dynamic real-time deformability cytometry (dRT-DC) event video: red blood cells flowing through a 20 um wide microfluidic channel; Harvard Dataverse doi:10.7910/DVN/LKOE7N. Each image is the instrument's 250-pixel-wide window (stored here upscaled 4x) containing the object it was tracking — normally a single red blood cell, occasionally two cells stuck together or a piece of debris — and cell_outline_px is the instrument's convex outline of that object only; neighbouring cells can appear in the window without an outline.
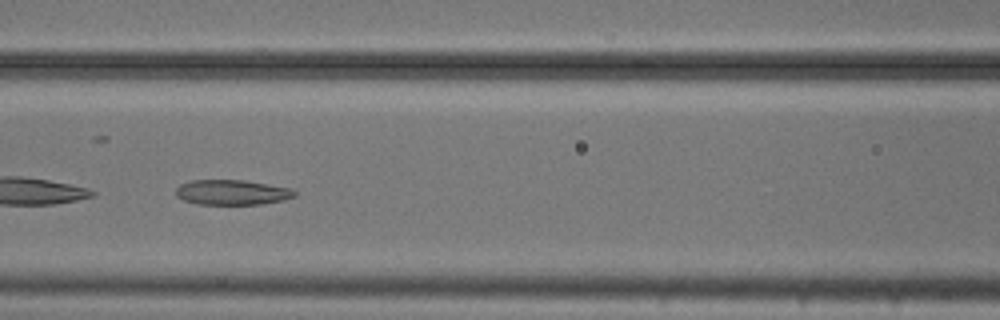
{"species": "common noctule bat (a hibernating species)", "species_latin": "Nyctalus noctula", "temperature_condition": "cold", "stored_images_in_passage": 53, "camera_frame_rate_fps": 3000, "um_per_image_px": 0.085, "animal": {"sex": "male", "body_mass_g": 20.5, "forearm_length_mm": 52.5}, "frame": {"image": 1, "passage_image": 23, "time_ms": 7.333, "image_size_px": [1000, 320], "cell_outline_px": [[296, 196], [284, 200], [264, 204], [200, 204], [184, 200], [176, 196], [176, 188], [180, 184], [192, 180], [244, 180], [292, 188], [296, 192]], "centroid_in_image_um": [19.75, 16.34], "position_along_channel_um": 146.8, "area_um2": 17.4}}
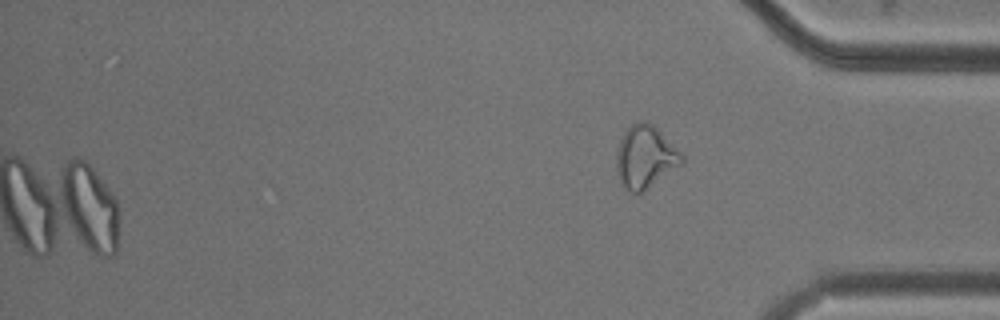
{"frame": {"image": 2, "passage_image": 53, "time_ms": 17.333, "image_size_px": [1000, 320], "cell_outline_px": [[684, 164], [644, 192], [632, 192], [620, 180], [616, 168], [616, 152], [620, 140], [624, 132], [632, 124], [640, 120], [644, 120], [652, 124], [684, 156]], "centroid_in_image_um": [54.87, 13.35], "position_along_channel_um": 380.3, "area_um2": 23.76}, "authors_computed_cell_mechanics": {"area_um2": 23.7558, "velocity_mm_per_s": 3.7107, "shape_relaxation_time_tau1_ms": null, "shape_relaxation_time_tau2_ms": 3.899, "deformation_change_tau1": null, "deformation_change_tau2": 0.1172}}